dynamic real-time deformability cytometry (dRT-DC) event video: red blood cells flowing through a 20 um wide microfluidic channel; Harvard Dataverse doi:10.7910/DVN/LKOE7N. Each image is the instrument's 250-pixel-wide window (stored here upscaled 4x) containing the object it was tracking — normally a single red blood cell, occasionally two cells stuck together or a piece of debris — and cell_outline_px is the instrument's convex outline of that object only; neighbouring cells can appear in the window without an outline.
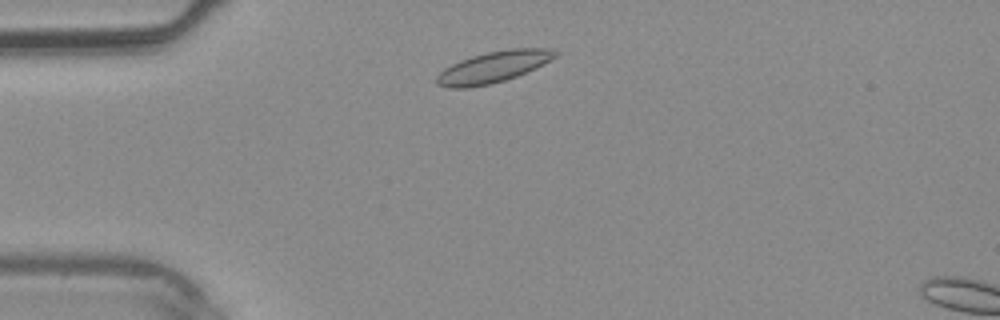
{"species": "common noctule bat (a hibernating species)", "species_latin": "Nyctalus noctula", "temperature_condition": "warm", "stored_images_in_passage": 6, "camera_frame_rate_fps": 3000, "um_per_image_px": 0.085, "animal": {"sex": "male", "body_mass_g": 20.4}, "frame": {"image": 1, "passage_image": 3, "time_ms": 0.667, "image_size_px": [1000, 320], "cell_outline_px": [[560, 52], [556, 56], [516, 76], [504, 80], [488, 84], [468, 88], [448, 88], [436, 84], [436, 76], [444, 68], [460, 60], [472, 56], [488, 52], [508, 48], [548, 48]], "centroid_in_image_um": [41.87, 5.69], "position_along_channel_um": 43.1, "area_um2": 21.21}}